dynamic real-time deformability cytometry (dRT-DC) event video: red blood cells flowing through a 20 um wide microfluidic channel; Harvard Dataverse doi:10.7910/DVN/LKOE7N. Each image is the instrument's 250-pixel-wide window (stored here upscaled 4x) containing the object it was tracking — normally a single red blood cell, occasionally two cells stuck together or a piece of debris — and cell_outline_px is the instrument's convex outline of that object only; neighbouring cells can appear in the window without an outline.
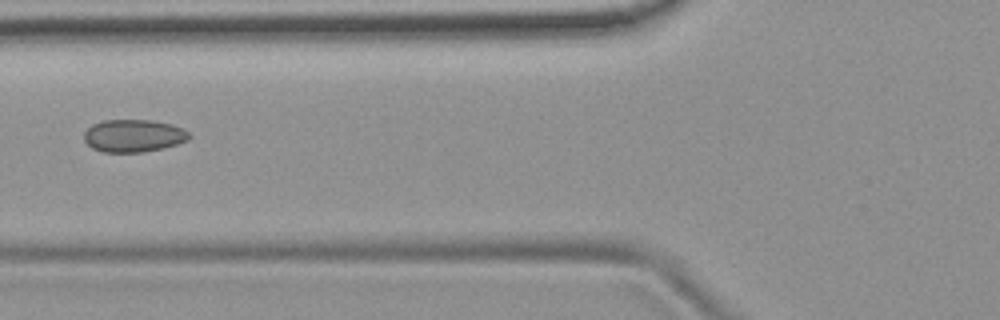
{"species": "common noctule bat (a hibernating species)", "species_latin": "Nyctalus noctula", "temperature_condition": "room temperature", "stored_images_in_passage": 11, "camera_frame_rate_fps": 3000, "um_per_image_px": 0.085, "animal": {"sex": "female", "body_mass_g": 19.9}, "frame": {"image": 1, "passage_image": 7, "time_ms": 2.0, "image_size_px": [1000, 320], "cell_outline_px": [[192, 136], [188, 140], [164, 148], [144, 152], [104, 152], [92, 148], [84, 140], [84, 132], [92, 124], [104, 120], [152, 120], [172, 124], [184, 128]], "centroid_in_image_um": [11.37, 11.53], "position_along_channel_um": 114.4, "area_um2": 20.11}}
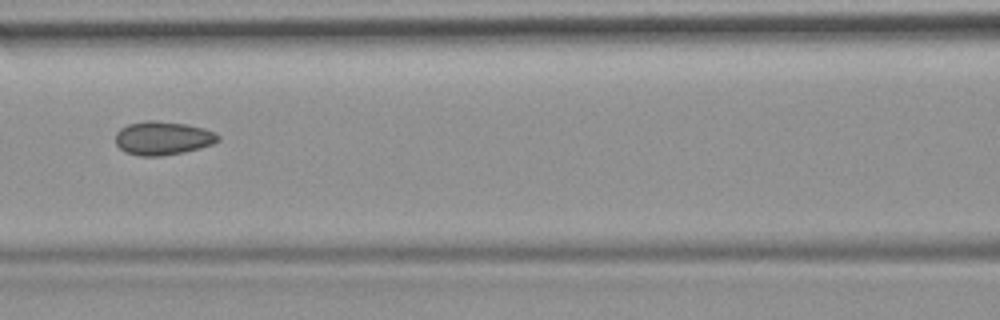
{"frame": {"image": 2, "passage_image": 8, "time_ms": 2.333, "image_size_px": [1000, 320], "cell_outline_px": [[220, 140], [212, 144], [200, 148], [184, 152], [160, 156], [140, 156], [124, 152], [116, 144], [116, 132], [120, 128], [128, 124], [148, 120], [156, 120], [184, 124], [204, 128], [216, 132], [220, 136]], "centroid_in_image_um": [13.84, 11.74], "position_along_channel_um": 152.8, "area_um2": 20.17}}